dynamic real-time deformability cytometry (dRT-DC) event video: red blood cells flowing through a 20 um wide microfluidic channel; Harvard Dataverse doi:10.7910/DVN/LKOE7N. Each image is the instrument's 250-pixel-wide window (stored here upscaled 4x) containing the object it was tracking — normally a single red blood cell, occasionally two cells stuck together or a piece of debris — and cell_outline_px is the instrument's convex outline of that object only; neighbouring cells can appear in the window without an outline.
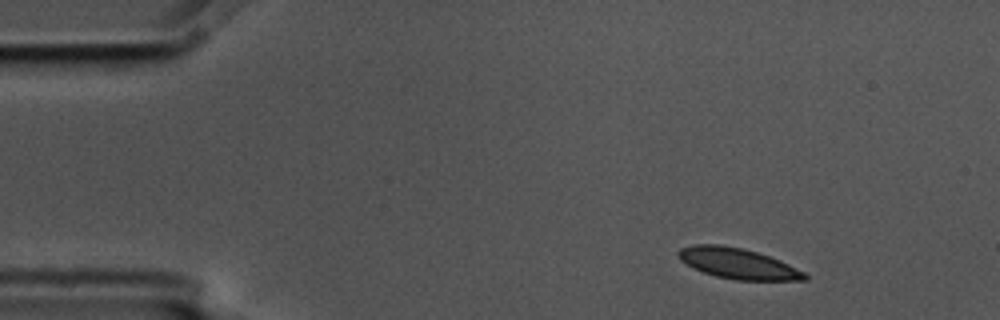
{"species": "common noctule bat (a hibernating species)", "species_latin": "Nyctalus noctula", "temperature_condition": "cold", "stored_images_in_passage": 10, "camera_frame_rate_fps": 3000, "um_per_image_px": 0.085, "animal": {"sex": "male", "body_mass_g": 17.5, "forearm_length_mm": 52.3}, "frame": {"image": 1, "passage_image": 1, "time_ms": 0.0, "image_size_px": [1000, 320], "cell_outline_px": [[808, 280], [736, 280], [716, 276], [704, 272], [680, 260], [676, 252], [680, 248], [692, 244], [720, 244], [744, 248], [780, 260], [804, 272], [808, 276]], "centroid_in_image_um": [62.71, 22.38], "position_along_channel_um": 22.3, "area_um2": 22.43}}
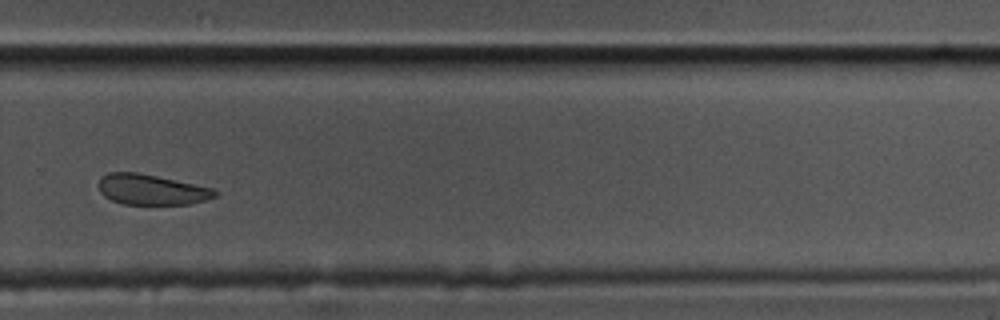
{"frame": {"image": 2, "passage_image": 10, "time_ms": 3.0, "image_size_px": [1000, 320], "cell_outline_px": [[216, 196], [204, 200], [188, 204], [124, 204], [112, 200], [104, 196], [100, 192], [100, 176], [108, 172], [136, 172], [156, 176], [212, 188], [216, 192]], "centroid_in_image_um": [12.83, 16.11], "position_along_channel_um": 317.0, "area_um2": 20.29}}